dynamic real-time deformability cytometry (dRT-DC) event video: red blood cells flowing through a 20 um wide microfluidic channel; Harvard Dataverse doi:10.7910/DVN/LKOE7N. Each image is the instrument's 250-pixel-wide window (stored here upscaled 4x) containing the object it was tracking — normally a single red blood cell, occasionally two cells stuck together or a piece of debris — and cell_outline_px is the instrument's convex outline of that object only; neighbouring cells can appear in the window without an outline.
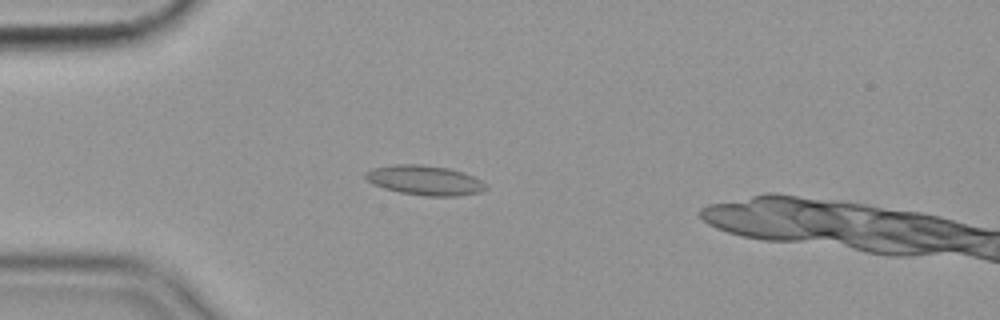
{"species": "common noctule bat (a hibernating species)", "species_latin": "Nyctalus noctula", "temperature_condition": "cold", "stored_images_in_passage": 51, "camera_frame_rate_fps": 3000, "um_per_image_px": 0.085, "animal": {"sex": "female", "body_mass_g": 19.9}, "frame": {"image": 1, "passage_image": 15, "time_ms": 4.667, "image_size_px": [1000, 320], "cell_outline_px": [[488, 188], [480, 192], [460, 196], [424, 196], [400, 192], [384, 188], [372, 184], [364, 176], [364, 172], [372, 168], [396, 164], [420, 164], [448, 168], [464, 172], [480, 180]], "centroid_in_image_um": [36.09, 15.32], "position_along_channel_um": 48.9, "area_um2": 20.87}}
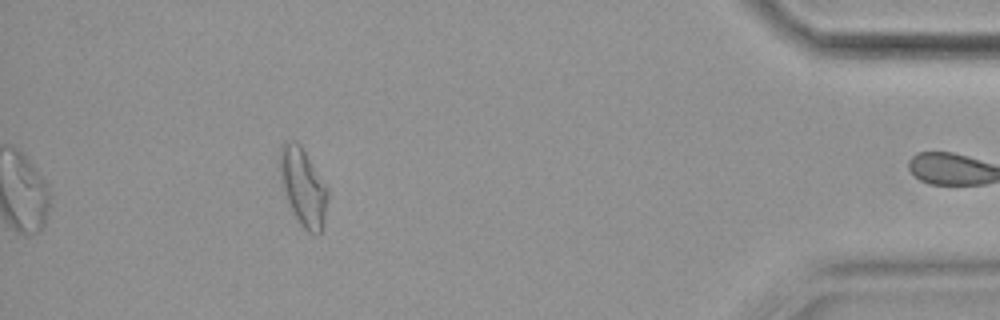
{"frame": {"image": 2, "passage_image": 51, "time_ms": 16.667, "image_size_px": [1000, 320], "cell_outline_px": [[328, 196], [324, 216], [320, 232], [316, 236], [308, 232], [300, 224], [288, 200], [280, 176], [280, 144], [284, 140], [296, 140], [300, 144], [328, 188]], "centroid_in_image_um": [25.76, 15.84], "position_along_channel_um": 409.4, "area_um2": 21.21}, "authors_computed_cell_mechanics": {"area_um2": 19.363, "velocity_mm_per_s": 3.5536, "shape_relaxation_time_tau1_ms": null, "shape_relaxation_time_tau2_ms": 1.9794, "deformation_change_tau1": null, "deformation_change_tau2": 0.0739}}